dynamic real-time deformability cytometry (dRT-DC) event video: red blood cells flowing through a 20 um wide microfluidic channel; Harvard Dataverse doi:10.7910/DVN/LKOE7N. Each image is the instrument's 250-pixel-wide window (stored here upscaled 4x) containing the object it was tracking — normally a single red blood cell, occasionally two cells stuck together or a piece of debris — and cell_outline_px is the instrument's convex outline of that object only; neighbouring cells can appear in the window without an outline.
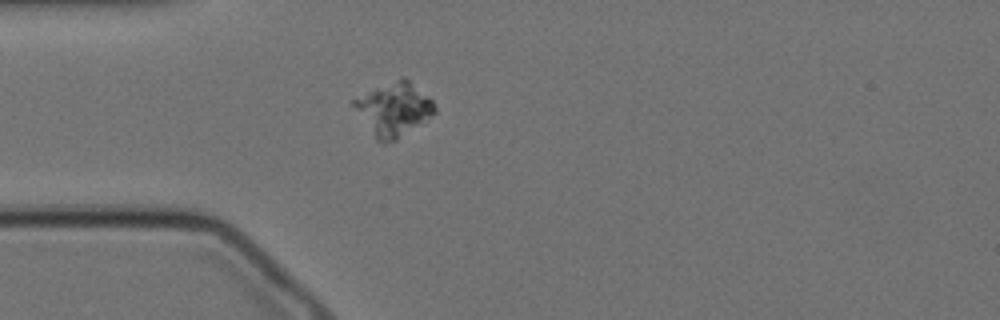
{"species": "Egyptian fruit bat (a non-hibernating species)", "species_latin": "Rousettus aegyptiacus", "temperature_condition": "cold", "stored_images_in_passage": 30, "camera_frame_rate_fps": 3000, "um_per_image_px": 0.085, "animal": {"sex": "female"}, "frame": {"image": 1, "passage_image": 1, "time_ms": 0.0, "image_size_px": [1000, 320], "cell_outline_px": [[436, 112], [432, 116], [396, 140], [388, 144], [384, 144], [376, 140], [352, 104], [352, 100], [404, 76], [428, 96], [432, 100], [436, 108]], "centroid_in_image_um": [33.5, 9.32], "position_along_channel_um": 51.5, "area_um2": 24.51}}
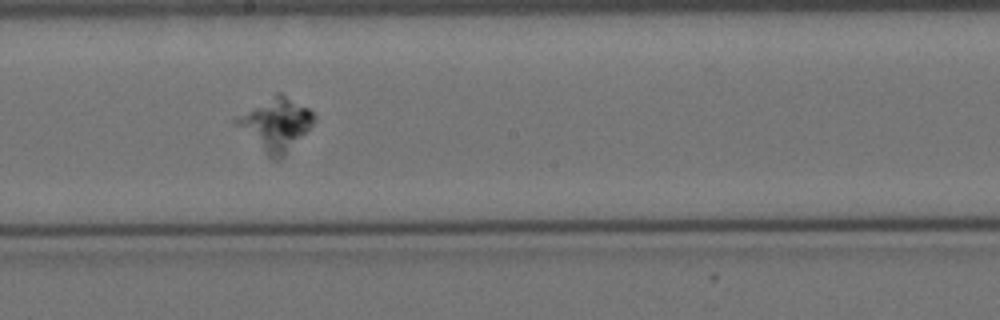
{"frame": {"image": 2, "passage_image": 17, "time_ms": 5.333, "image_size_px": [1000, 320], "cell_outline_px": [[316, 120], [284, 156], [280, 160], [272, 160], [236, 124], [236, 120], [276, 92], [280, 92], [308, 108], [316, 116]], "centroid_in_image_um": [23.52, 10.58], "position_along_channel_um": 224.7, "area_um2": 22.66}}
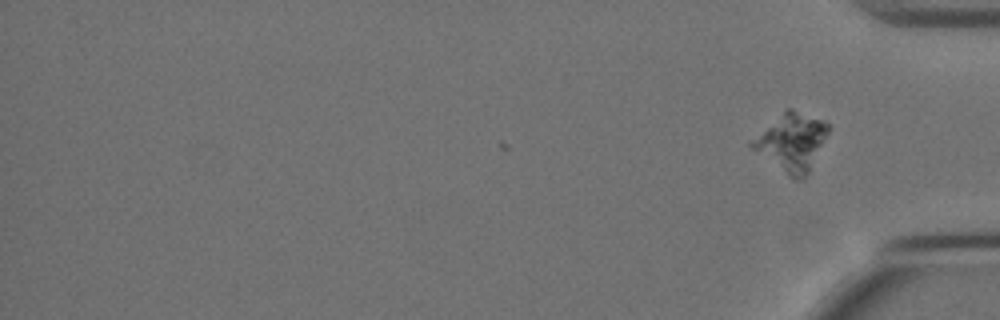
{"frame": {"image": 3, "passage_image": 30, "time_ms": 9.667, "image_size_px": [1000, 320], "cell_outline_px": [[828, 132], [808, 172], [800, 180], [796, 180], [788, 176], [752, 148], [748, 144], [748, 140], [784, 108], [792, 108], [828, 120]], "centroid_in_image_um": [67.25, 12.0], "position_along_channel_um": 368.0, "area_um2": 25.84}}